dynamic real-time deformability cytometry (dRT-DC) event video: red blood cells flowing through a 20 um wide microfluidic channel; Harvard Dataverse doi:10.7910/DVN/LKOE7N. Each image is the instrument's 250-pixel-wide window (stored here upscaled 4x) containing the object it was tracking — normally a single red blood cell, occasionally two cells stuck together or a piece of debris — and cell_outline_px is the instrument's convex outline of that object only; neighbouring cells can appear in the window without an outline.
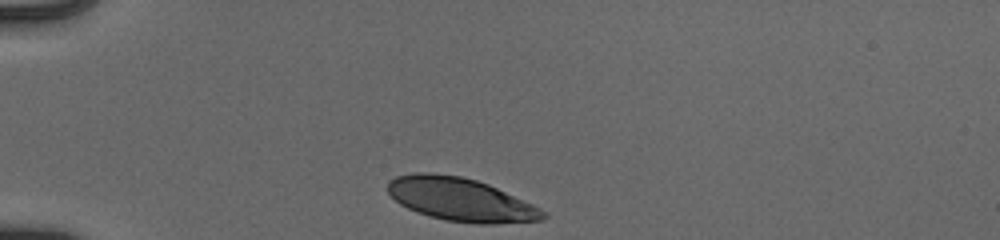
{"species": "human", "species_latin": "Homo sapiens", "temperature_condition": "cold", "stored_images_in_passage": 32, "camera_frame_rate_fps": 3000, "um_per_image_px": 0.085, "donor": {"sex": "male"}, "frame": {"image": 1, "passage_image": 1, "time_ms": 0.0, "image_size_px": [1000, 240], "cell_outline_px": [[548, 216], [540, 220], [496, 224], [476, 224], [444, 220], [428, 216], [416, 212], [400, 204], [388, 192], [388, 180], [396, 176], [412, 172], [432, 172], [460, 176], [476, 180], [488, 184], [532, 204], [548, 212]], "centroid_in_image_um": [39.14, 16.96], "position_along_channel_um": 45.9, "area_um2": 39.3}}
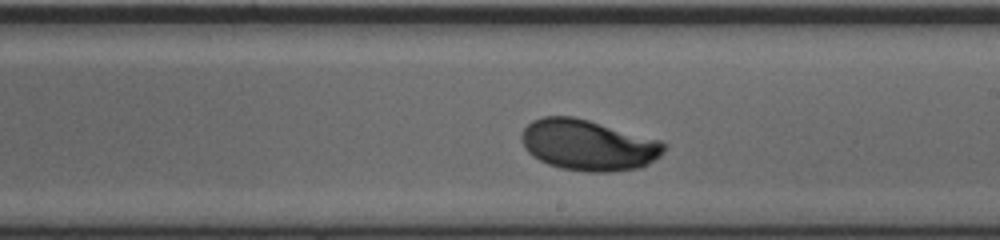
{"frame": {"image": 2, "passage_image": 19, "time_ms": 6.0, "image_size_px": [1000, 240], "cell_outline_px": [[668, 144], [664, 152], [660, 156], [648, 164], [640, 168], [612, 172], [584, 172], [560, 168], [548, 164], [532, 156], [524, 148], [520, 136], [524, 128], [532, 120], [544, 116], [572, 116], [588, 120], [660, 140]], "centroid_in_image_um": [50.0, 12.34], "position_along_channel_um": 239.0, "area_um2": 42.48}}
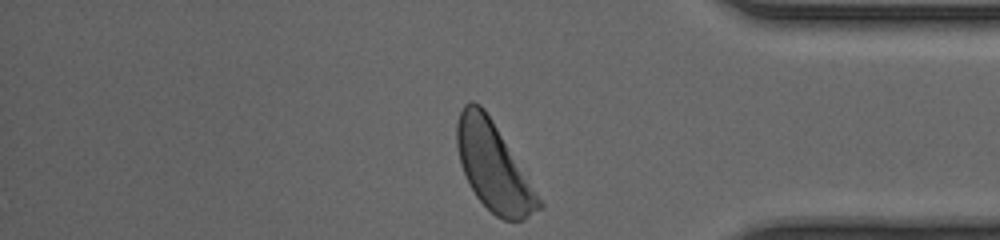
{"frame": {"image": 3, "passage_image": 32, "time_ms": 10.333, "image_size_px": [1000, 240], "cell_outline_px": [[544, 208], [524, 220], [504, 220], [496, 216], [476, 196], [468, 184], [460, 160], [456, 144], [456, 124], [460, 112], [464, 104], [468, 100], [472, 100], [480, 104], [484, 108], [492, 120], [544, 204]], "centroid_in_image_um": [41.94, 14.17], "position_along_channel_um": 393.3, "area_um2": 41.62}, "authors_computed_cell_mechanics": {"area_um2": 41.1825, "velocity_mm_per_s": 3.8796, "shape_relaxation_time_tau1_ms": 2.8052, "shape_relaxation_time_tau2_ms": null, "deformation_change_tau1": 0.1592, "deformation_change_tau2": null}}